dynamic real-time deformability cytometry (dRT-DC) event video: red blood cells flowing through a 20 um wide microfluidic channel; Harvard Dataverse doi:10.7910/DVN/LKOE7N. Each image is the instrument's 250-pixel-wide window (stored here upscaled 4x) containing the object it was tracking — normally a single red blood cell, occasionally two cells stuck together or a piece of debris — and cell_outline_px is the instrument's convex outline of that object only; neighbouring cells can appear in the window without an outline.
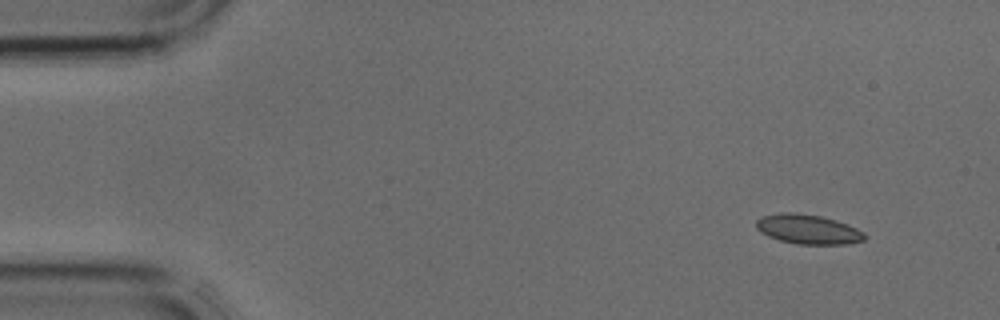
{"species": "common noctule bat (a hibernating species)", "species_latin": "Nyctalus noctula", "temperature_condition": "cold", "stored_images_in_passage": 2, "camera_frame_rate_fps": 3000, "um_per_image_px": 0.085, "animal": {"sex": "male", "body_mass_g": 17.9, "forearm_length_mm": 54.2}, "frame": {"image": 1, "passage_image": 1, "time_ms": 0.0, "image_size_px": [1000, 320], "cell_outline_px": [[868, 236], [864, 240], [848, 244], [796, 244], [780, 240], [768, 236], [760, 232], [756, 228], [756, 220], [764, 216], [780, 212], [792, 212], [820, 216], [836, 220], [848, 224], [864, 232]], "centroid_in_image_um": [68.7, 19.49], "position_along_channel_um": 16.3, "area_um2": 18.73}}